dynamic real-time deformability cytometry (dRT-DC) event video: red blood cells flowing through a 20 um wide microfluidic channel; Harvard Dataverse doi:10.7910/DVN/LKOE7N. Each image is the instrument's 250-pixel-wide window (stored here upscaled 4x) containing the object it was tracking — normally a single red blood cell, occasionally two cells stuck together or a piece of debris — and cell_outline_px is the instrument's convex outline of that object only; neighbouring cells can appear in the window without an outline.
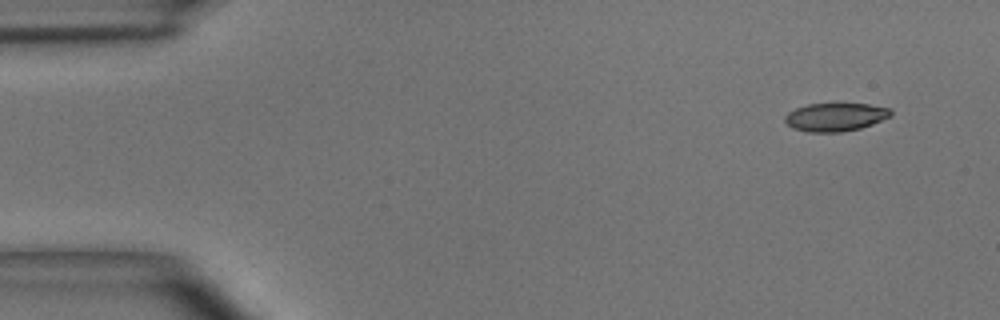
{"species": "common noctule bat (a hibernating species)", "species_latin": "Nyctalus noctula", "temperature_condition": "room temperature", "stored_images_in_passage": 7, "camera_frame_rate_fps": 3000, "um_per_image_px": 0.085, "animal": {"sex": "male", "body_mass_g": 15.6}, "frame": {"image": 1, "passage_image": 1, "time_ms": 0.0, "image_size_px": [1000, 320], "cell_outline_px": [[892, 116], [872, 124], [860, 128], [840, 132], [808, 132], [792, 128], [784, 120], [784, 116], [788, 112], [796, 108], [808, 104], [868, 104], [892, 108]], "centroid_in_image_um": [71.02, 9.95], "position_along_channel_um": 14.0, "area_um2": 17.46}}
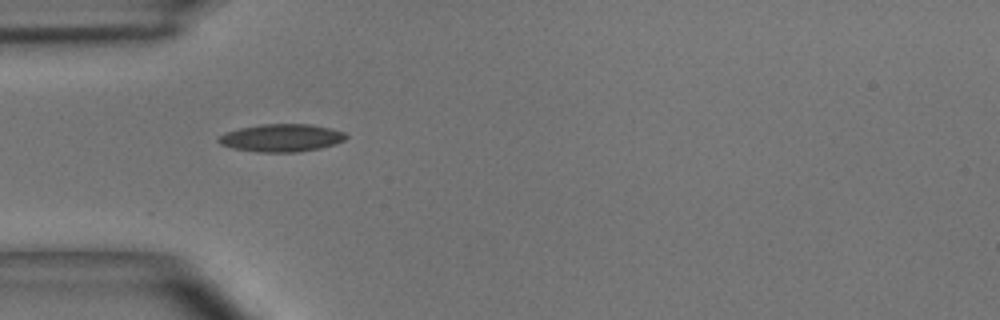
{"frame": {"image": 2, "passage_image": 4, "time_ms": 1.0, "image_size_px": [1000, 320], "cell_outline_px": [[348, 136], [344, 140], [320, 148], [296, 152], [260, 152], [236, 148], [220, 144], [216, 140], [220, 136], [228, 132], [240, 128], [260, 124], [312, 124], [332, 128], [344, 132]], "centroid_in_image_um": [23.95, 11.71], "position_along_channel_um": 61.0, "area_um2": 20.35}}
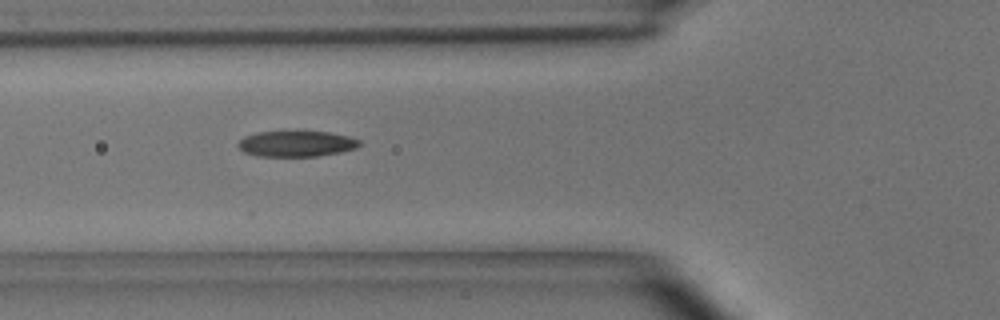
{"frame": {"image": 3, "passage_image": 5, "time_ms": 1.333, "image_size_px": [1000, 320], "cell_outline_px": [[360, 144], [356, 148], [340, 152], [316, 156], [256, 156], [244, 152], [236, 144], [244, 136], [256, 132], [328, 132], [348, 136], [360, 140]], "centroid_in_image_um": [25.17, 12.22], "position_along_channel_um": 100.6, "area_um2": 18.09}}